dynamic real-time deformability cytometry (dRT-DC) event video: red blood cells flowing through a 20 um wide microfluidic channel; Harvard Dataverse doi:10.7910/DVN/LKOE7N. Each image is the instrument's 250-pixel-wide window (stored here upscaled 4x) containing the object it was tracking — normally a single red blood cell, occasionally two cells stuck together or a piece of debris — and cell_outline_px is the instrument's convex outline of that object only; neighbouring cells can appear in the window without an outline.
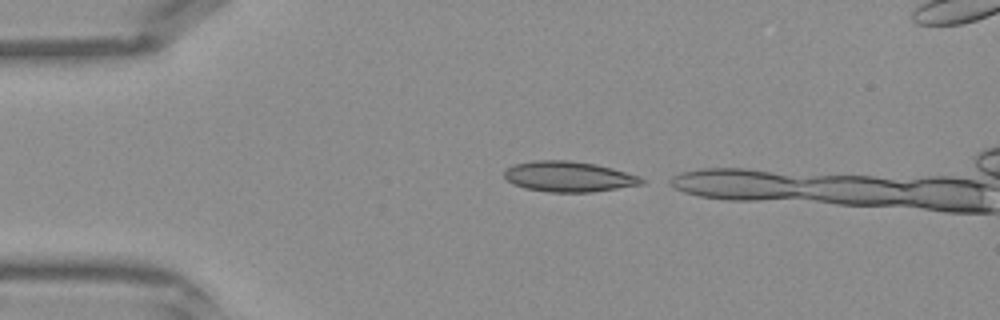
{"species": "Egyptian fruit bat (a non-hibernating species)", "species_latin": "Rousettus aegyptiacus", "temperature_condition": "warm", "stored_images_in_passage": 5, "camera_frame_rate_fps": 3000, "um_per_image_px": 0.085, "frame": {"image": 1, "passage_image": 1, "time_ms": 0.0, "image_size_px": [1000, 320], "cell_outline_px": [[644, 184], [592, 192], [548, 192], [524, 188], [512, 184], [504, 176], [504, 172], [512, 164], [532, 160], [568, 160], [596, 164], [612, 168], [640, 176], [644, 180]], "centroid_in_image_um": [48.32, 15.01], "position_along_channel_um": 36.7, "area_um2": 24.51}}